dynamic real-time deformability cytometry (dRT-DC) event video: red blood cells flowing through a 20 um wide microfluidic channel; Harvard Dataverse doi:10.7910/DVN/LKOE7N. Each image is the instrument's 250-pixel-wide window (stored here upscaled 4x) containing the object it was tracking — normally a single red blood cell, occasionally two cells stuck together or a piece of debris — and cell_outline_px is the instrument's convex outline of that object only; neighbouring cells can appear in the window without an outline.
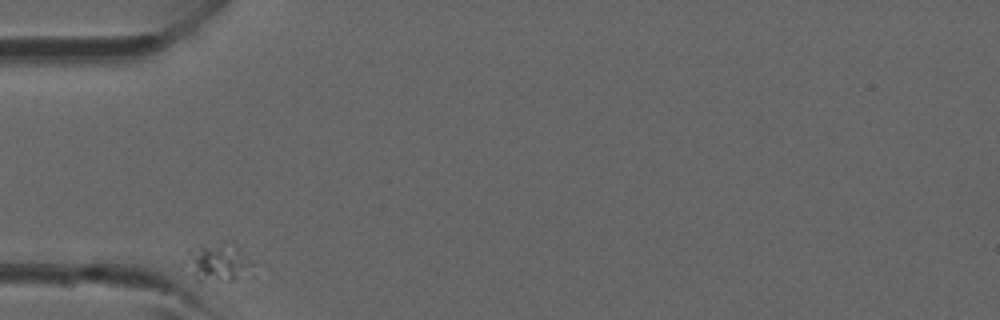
{"species": "common noctule bat (a hibernating species)", "species_latin": "Nyctalus noctula", "temperature_condition": "room temperature", "stored_images_in_passage": 26, "camera_frame_rate_fps": 3000, "um_per_image_px": 0.085, "animal": {"sex": "male", "forearm_length_mm": 52.5}, "frame": {"image": 1, "passage_image": 1, "time_ms": 0.0, "image_size_px": [1000, 320], "cell_outline_px": [[248, 264], [232, 280], [196, 280], [192, 272], [188, 252], [188, 248], [200, 244], [224, 240], [232, 240], [236, 244]], "centroid_in_image_um": [18.4, 22.16], "position_along_channel_um": 66.6, "area_um2": 13.64}}
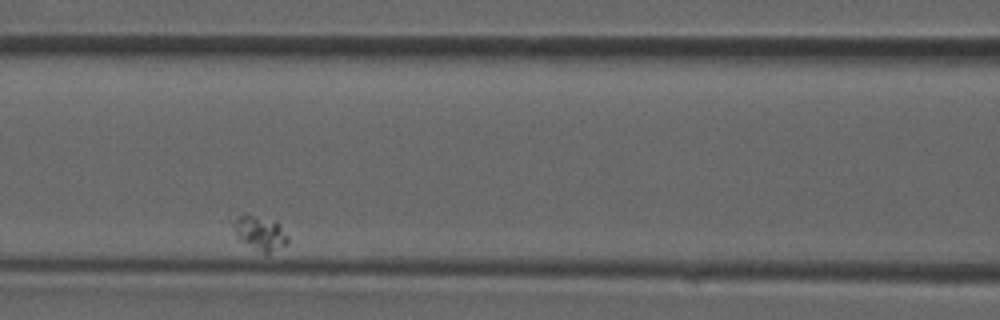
{"frame": {"image": 2, "passage_image": 8, "time_ms": 2.333, "image_size_px": [1000, 320], "cell_outline_px": [[288, 244], [268, 252], [264, 252], [240, 240], [236, 236], [236, 220], [244, 212], [276, 220], [280, 224], [288, 236]], "centroid_in_image_um": [22.17, 19.75], "position_along_channel_um": 144.4, "area_um2": 10.52}}
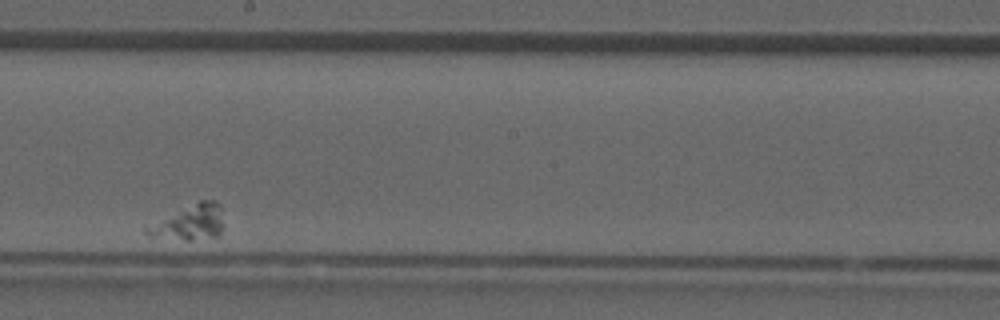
{"frame": {"image": 3, "passage_image": 15, "time_ms": 4.667, "image_size_px": [1000, 320], "cell_outline_px": [[224, 228], [216, 236], [192, 240], [184, 240], [148, 236], [144, 232], [144, 228], [200, 200], [216, 200], [220, 204], [224, 224]], "centroid_in_image_um": [16.17, 18.92], "position_along_channel_um": 232.0, "area_um2": 15.49}}